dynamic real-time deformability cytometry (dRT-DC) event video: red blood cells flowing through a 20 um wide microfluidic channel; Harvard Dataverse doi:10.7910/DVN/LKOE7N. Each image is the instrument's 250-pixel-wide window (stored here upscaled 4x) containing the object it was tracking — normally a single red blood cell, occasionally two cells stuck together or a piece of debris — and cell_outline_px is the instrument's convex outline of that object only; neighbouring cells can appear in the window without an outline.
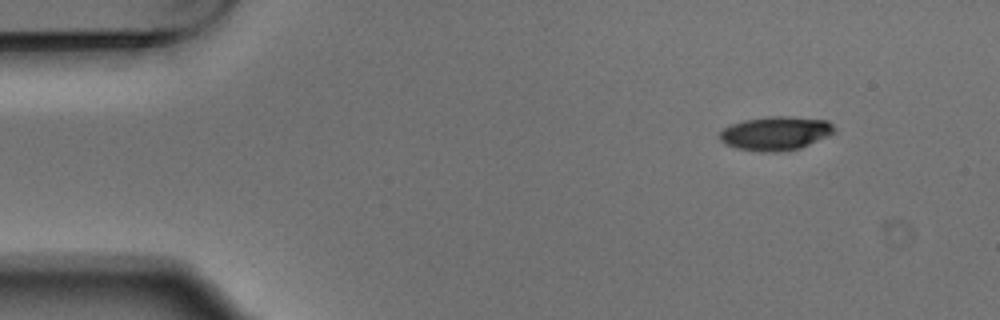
{"species": "Egyptian fruit bat (a non-hibernating species)", "species_latin": "Rousettus aegyptiacus", "temperature_condition": "warm", "stored_images_in_passage": 5, "camera_frame_rate_fps": 3000, "um_per_image_px": 0.085, "animal": {"sex": "male"}, "frame": {"image": 1, "passage_image": 1, "time_ms": 0.0, "image_size_px": [1000, 320], "cell_outline_px": [[836, 132], [800, 148], [776, 152], [760, 152], [736, 148], [724, 144], [720, 140], [720, 132], [724, 128], [732, 124], [744, 120], [768, 116], [788, 116], [828, 120], [836, 128]], "centroid_in_image_um": [65.93, 11.33], "position_along_channel_um": 19.1, "area_um2": 22.66}}
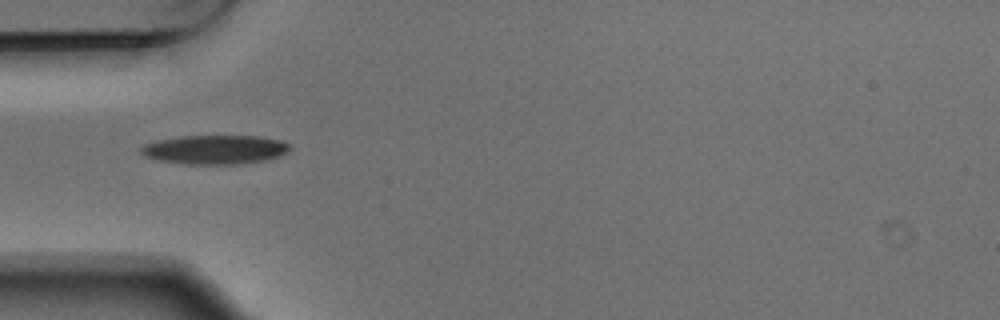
{"frame": {"image": 2, "passage_image": 4, "time_ms": 1.0, "image_size_px": [1000, 320], "cell_outline_px": [[292, 148], [288, 152], [280, 156], [268, 160], [240, 164], [184, 164], [156, 160], [144, 156], [140, 152], [140, 148], [144, 144], [160, 140], [180, 136], [260, 136], [280, 140], [292, 144]], "centroid_in_image_um": [18.32, 12.72], "position_along_channel_um": 66.7, "area_um2": 25.55}}
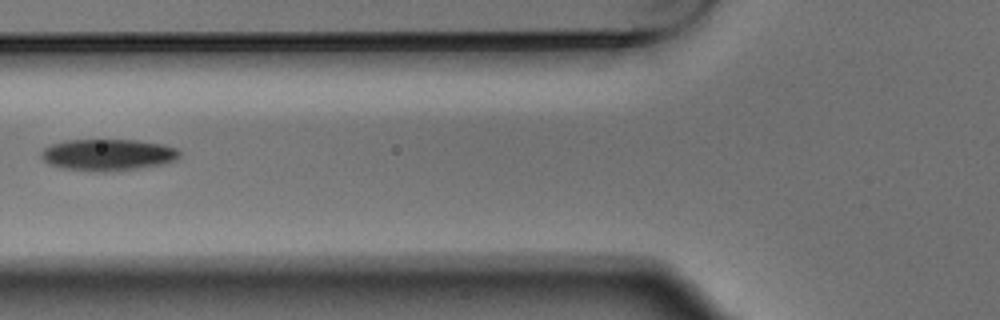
{"frame": {"image": 3, "passage_image": 5, "time_ms": 1.333, "image_size_px": [1000, 320], "cell_outline_px": [[180, 156], [176, 160], [160, 164], [136, 168], [104, 172], [100, 172], [64, 168], [48, 164], [40, 156], [40, 152], [48, 144], [64, 140], [136, 140], [164, 144], [176, 148], [180, 152]], "centroid_in_image_um": [9.13, 13.14], "position_along_channel_um": 116.7, "area_um2": 25.49}}